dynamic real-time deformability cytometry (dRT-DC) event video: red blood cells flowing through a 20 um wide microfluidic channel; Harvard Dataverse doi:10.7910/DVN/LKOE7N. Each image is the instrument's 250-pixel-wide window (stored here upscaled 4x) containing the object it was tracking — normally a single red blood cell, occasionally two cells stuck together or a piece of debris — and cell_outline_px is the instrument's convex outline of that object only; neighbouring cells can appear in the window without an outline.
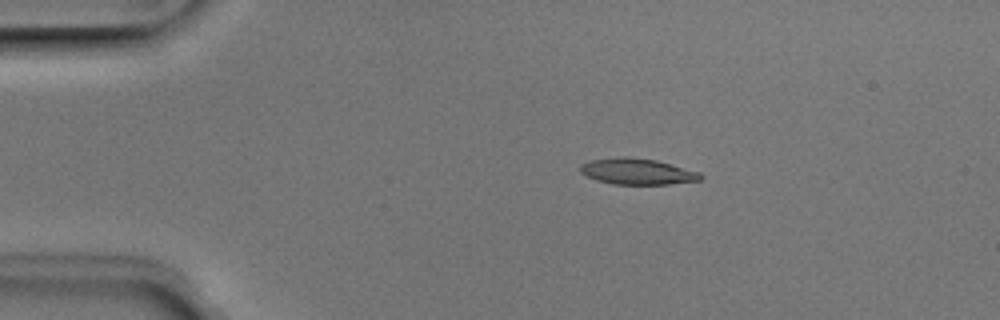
{"species": "Egyptian fruit bat (a non-hibernating species)", "species_latin": "Rousettus aegyptiacus", "temperature_condition": "room temperature", "stored_images_in_passage": 47, "camera_frame_rate_fps": 3000, "um_per_image_px": 0.085, "animal": {"sex": "male"}, "frame": {"image": 1, "passage_image": 6, "time_ms": 1.667, "image_size_px": [1000, 320], "cell_outline_px": [[704, 176], [700, 180], [668, 184], [612, 184], [596, 180], [580, 172], [580, 164], [592, 160], [624, 156], [656, 160], [700, 172]], "centroid_in_image_um": [54.17, 14.58], "position_along_channel_um": 30.8, "area_um2": 18.15}}
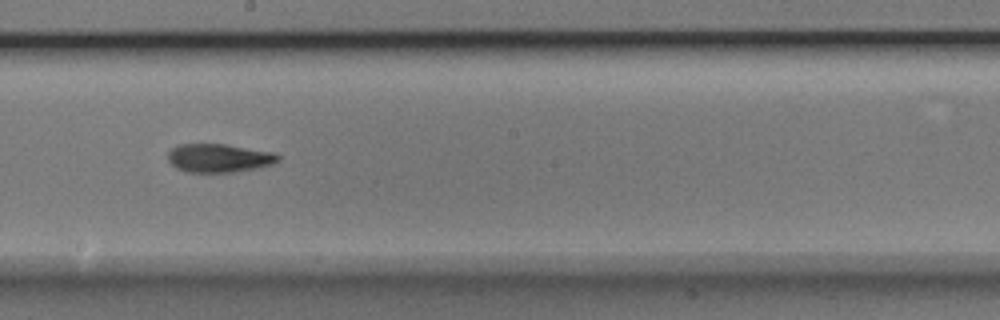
{"frame": {"image": 2, "passage_image": 25, "time_ms": 8.0, "image_size_px": [1000, 320], "cell_outline_px": [[280, 160], [272, 164], [256, 168], [236, 172], [184, 172], [176, 168], [168, 160], [168, 152], [176, 144], [224, 144], [276, 152], [280, 156]], "centroid_in_image_um": [18.62, 13.43], "position_along_channel_um": 229.6, "area_um2": 18.5}}
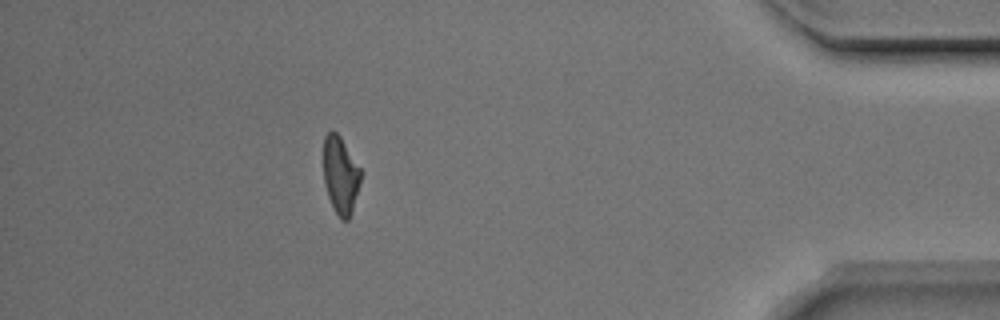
{"frame": {"image": 3, "passage_image": 42, "time_ms": 13.667, "image_size_px": [1000, 320], "cell_outline_px": [[360, 184], [352, 212], [348, 220], [340, 220], [328, 196], [324, 184], [324, 136], [332, 128], [340, 136], [360, 168]], "centroid_in_image_um": [28.94, 14.88], "position_along_channel_um": 406.3, "area_um2": 16.7}, "authors_computed_cell_mechanics": {"area_um2": 18.0336, "velocity_mm_per_s": 3.9674, "shape_relaxation_time_tau1_ms": 7.5246, "shape_relaxation_time_tau2_ms": 4.3604, "deformation_change_tau1": 0.2276, "deformation_change_tau2": 0.1223}}